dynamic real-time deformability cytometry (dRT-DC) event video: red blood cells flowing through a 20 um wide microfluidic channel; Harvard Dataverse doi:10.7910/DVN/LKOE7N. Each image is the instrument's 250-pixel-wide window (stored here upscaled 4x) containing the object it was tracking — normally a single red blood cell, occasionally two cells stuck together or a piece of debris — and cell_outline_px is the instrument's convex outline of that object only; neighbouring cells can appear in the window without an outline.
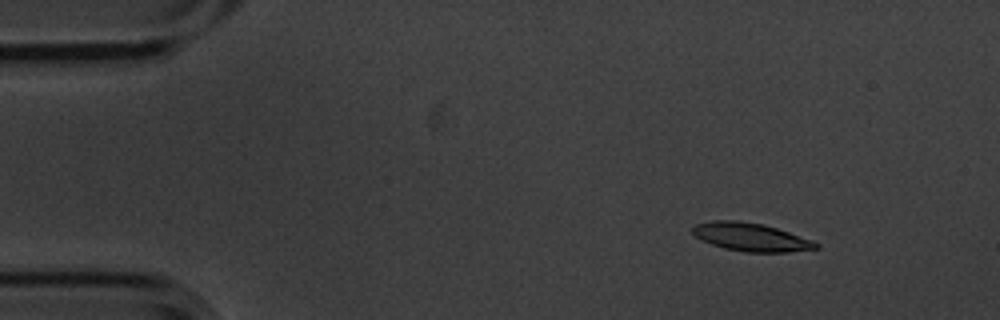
{"species": "common noctule bat (a hibernating species)", "species_latin": "Nyctalus noctula", "temperature_condition": "cold", "stored_images_in_passage": 7, "camera_frame_rate_fps": 3000, "um_per_image_px": 0.085, "animal": {"sex": "male", "body_mass_g": 20.1, "forearm_length_mm": 53.5}, "frame": {"image": 1, "passage_image": 2, "time_ms": 0.333, "image_size_px": [1000, 320], "cell_outline_px": [[820, 248], [788, 252], [744, 252], [724, 248], [712, 244], [696, 236], [692, 232], [692, 224], [712, 220], [736, 220], [764, 224], [812, 240], [820, 244]], "centroid_in_image_um": [63.81, 20.14], "position_along_channel_um": 21.2, "area_um2": 20.29}}
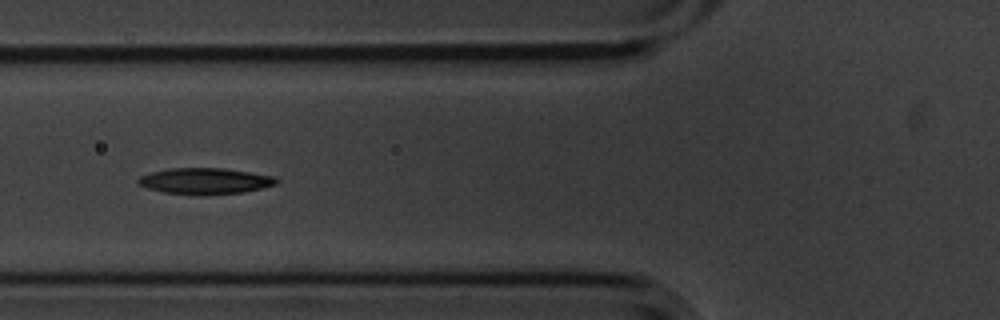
{"frame": {"image": 2, "passage_image": 6, "time_ms": 1.667, "image_size_px": [1000, 320], "cell_outline_px": [[280, 180], [276, 184], [260, 188], [240, 192], [200, 196], [196, 196], [164, 192], [148, 188], [136, 184], [136, 180], [140, 176], [152, 172], [172, 168], [224, 168], [276, 176]], "centroid_in_image_um": [17.42, 15.39], "position_along_channel_um": 108.4, "area_um2": 21.21}}
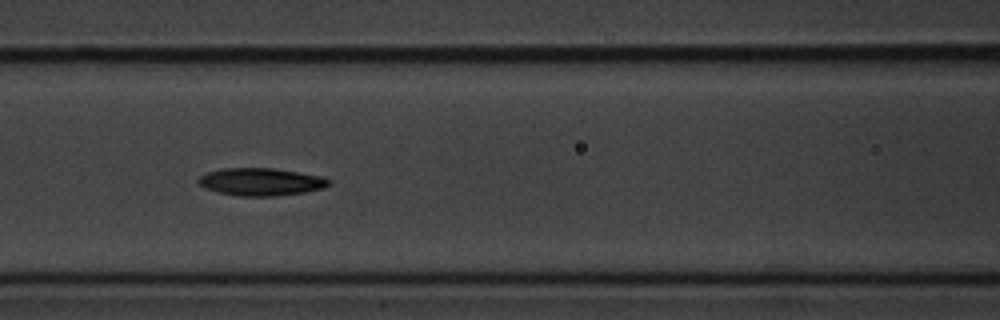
{"frame": {"image": 3, "passage_image": 7, "time_ms": 2.0, "image_size_px": [1000, 320], "cell_outline_px": [[332, 184], [324, 188], [304, 192], [272, 196], [236, 196], [216, 192], [204, 188], [196, 180], [200, 176], [208, 172], [224, 168], [272, 168], [324, 176], [332, 180]], "centroid_in_image_um": [22.2, 15.46], "position_along_channel_um": 144.4, "area_um2": 21.15}}